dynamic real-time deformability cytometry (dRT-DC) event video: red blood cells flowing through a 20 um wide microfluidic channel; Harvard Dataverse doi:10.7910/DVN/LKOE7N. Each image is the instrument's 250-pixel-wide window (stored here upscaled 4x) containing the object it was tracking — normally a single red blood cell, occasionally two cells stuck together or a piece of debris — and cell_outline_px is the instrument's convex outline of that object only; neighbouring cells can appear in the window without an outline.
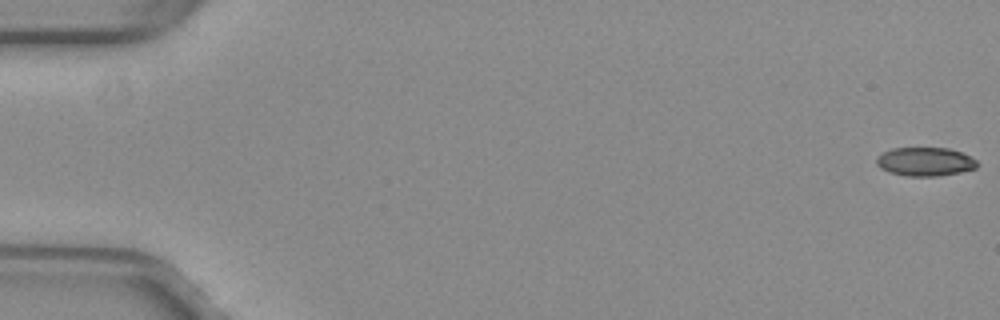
{"species": "common noctule bat (a hibernating species)", "species_latin": "Nyctalus noctula", "temperature_condition": "warm", "stored_images_in_passage": 53, "camera_frame_rate_fps": 3000, "um_per_image_px": 0.085, "animal": {"sex": "female", "body_mass_g": 29.2, "forearm_length_mm": 56.3}, "frame": {"image": 1, "passage_image": 1, "time_ms": 0.0, "image_size_px": [1000, 320], "cell_outline_px": [[976, 168], [960, 172], [936, 176], [908, 176], [888, 172], [880, 168], [876, 164], [876, 156], [892, 148], [948, 148], [960, 152], [976, 160]], "centroid_in_image_um": [78.58, 13.74], "position_along_channel_um": 6.4, "area_um2": 16.7}}
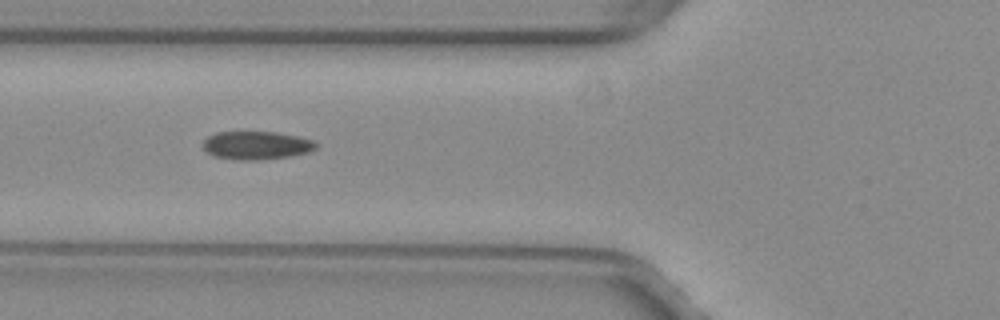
{"frame": {"image": 2, "passage_image": 21, "time_ms": 6.667, "image_size_px": [1000, 320], "cell_outline_px": [[316, 148], [308, 152], [288, 156], [260, 160], [236, 160], [212, 156], [200, 144], [208, 136], [216, 132], [276, 132], [296, 136], [312, 140], [316, 144]], "centroid_in_image_um": [21.73, 12.36], "position_along_channel_um": 104.1, "area_um2": 18.55}}
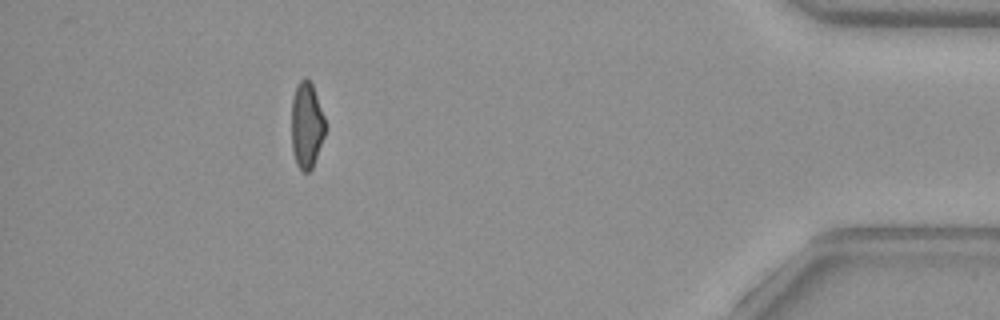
{"frame": {"image": 3, "passage_image": 48, "time_ms": 15.667, "image_size_px": [1000, 320], "cell_outline_px": [[324, 136], [312, 168], [308, 172], [304, 172], [296, 164], [292, 152], [292, 96], [300, 80], [304, 76], [312, 84], [324, 116]], "centroid_in_image_um": [26.04, 10.65], "position_along_channel_um": 409.2, "area_um2": 16.7}, "authors_computed_cell_mechanics": {"area_um2": 18.2648, "velocity_mm_per_s": 4.0108, "shape_relaxation_time_tau1_ms": null, "shape_relaxation_time_tau2_ms": 4.135, "deformation_change_tau1": null, "deformation_change_tau2": 0.0784}}